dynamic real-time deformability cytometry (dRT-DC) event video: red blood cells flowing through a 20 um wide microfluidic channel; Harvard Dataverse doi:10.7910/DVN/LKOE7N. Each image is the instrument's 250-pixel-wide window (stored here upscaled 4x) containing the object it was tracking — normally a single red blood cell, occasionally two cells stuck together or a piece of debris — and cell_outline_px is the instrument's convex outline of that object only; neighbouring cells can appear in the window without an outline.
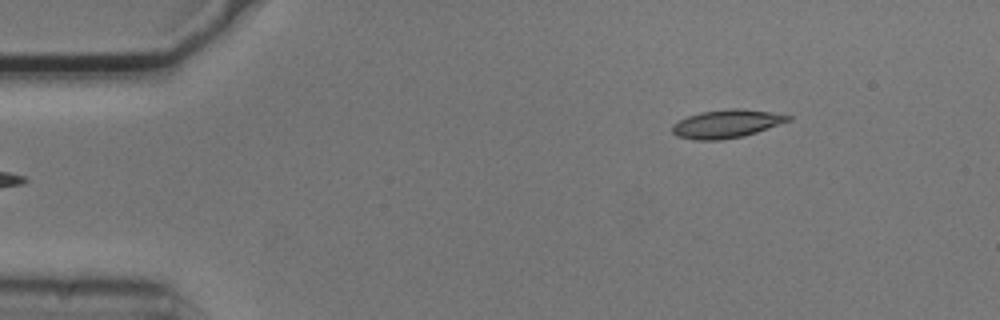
{"species": "common noctule bat (a hibernating species)", "species_latin": "Nyctalus noctula", "temperature_condition": "cold", "stored_images_in_passage": 4, "segment_of_instrument_passage": [2, 2], "camera_frame_rate_fps": 3000, "um_per_image_px": 0.085, "animal": {"sex": "male", "body_mass_g": 20.5, "forearm_length_mm": 52.5}, "frame": {"image": 1, "passage_image": 4, "time_ms": 1.0, "image_size_px": [1000, 320], "cell_outline_px": [[792, 120], [744, 136], [720, 140], [692, 140], [676, 136], [672, 132], [672, 124], [688, 116], [700, 112], [728, 108], [744, 108], [772, 112], [792, 116]], "centroid_in_image_um": [61.75, 10.52], "position_along_channel_um": 23.2, "area_um2": 19.25}}